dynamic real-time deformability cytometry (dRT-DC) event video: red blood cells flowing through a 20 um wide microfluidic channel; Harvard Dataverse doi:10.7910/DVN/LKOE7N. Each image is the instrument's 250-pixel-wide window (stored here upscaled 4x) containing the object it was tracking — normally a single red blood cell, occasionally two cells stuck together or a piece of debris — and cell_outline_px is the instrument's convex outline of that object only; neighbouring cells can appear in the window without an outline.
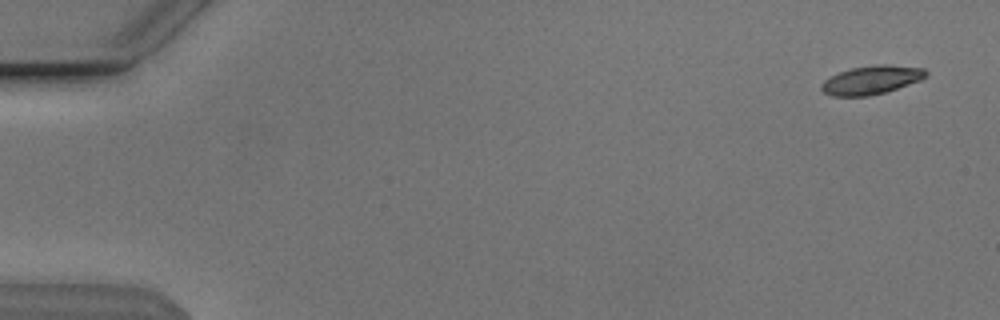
{"species": "Egyptian fruit bat (a non-hibernating species)", "species_latin": "Rousettus aegyptiacus", "temperature_condition": "cold", "stored_images_in_passage": 15, "camera_frame_rate_fps": 3000, "um_per_image_px": 0.085, "animal": {"sex": "male"}, "frame": {"image": 1, "passage_image": 1, "time_ms": 0.0, "image_size_px": [1000, 320], "cell_outline_px": [[928, 76], [920, 80], [888, 92], [868, 96], [832, 96], [824, 92], [820, 88], [820, 84], [824, 80], [840, 72], [852, 68], [876, 64], [888, 64], [924, 68], [928, 72]], "centroid_in_image_um": [74.1, 6.8], "position_along_channel_um": 10.9, "area_um2": 17.57}}
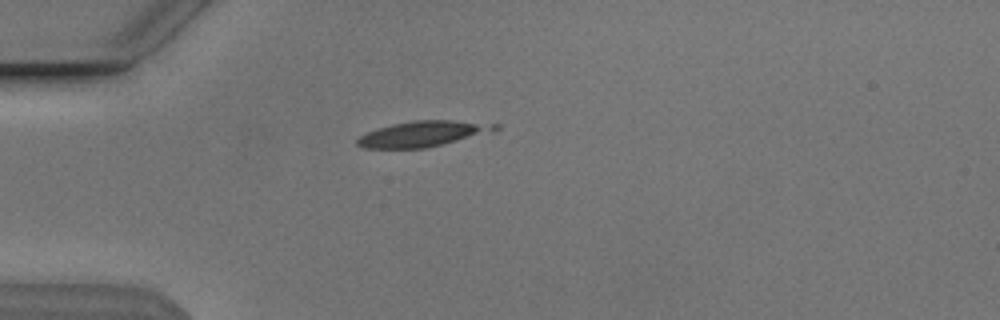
{"frame": {"image": 2, "passage_image": 14, "time_ms": 4.333, "image_size_px": [1000, 320], "cell_outline_px": [[500, 128], [492, 132], [428, 148], [364, 148], [356, 144], [356, 140], [360, 136], [368, 132], [392, 124], [416, 120], [448, 120], [500, 124]], "centroid_in_image_um": [35.99, 11.38], "position_along_channel_um": 49.0, "area_um2": 20.46}}